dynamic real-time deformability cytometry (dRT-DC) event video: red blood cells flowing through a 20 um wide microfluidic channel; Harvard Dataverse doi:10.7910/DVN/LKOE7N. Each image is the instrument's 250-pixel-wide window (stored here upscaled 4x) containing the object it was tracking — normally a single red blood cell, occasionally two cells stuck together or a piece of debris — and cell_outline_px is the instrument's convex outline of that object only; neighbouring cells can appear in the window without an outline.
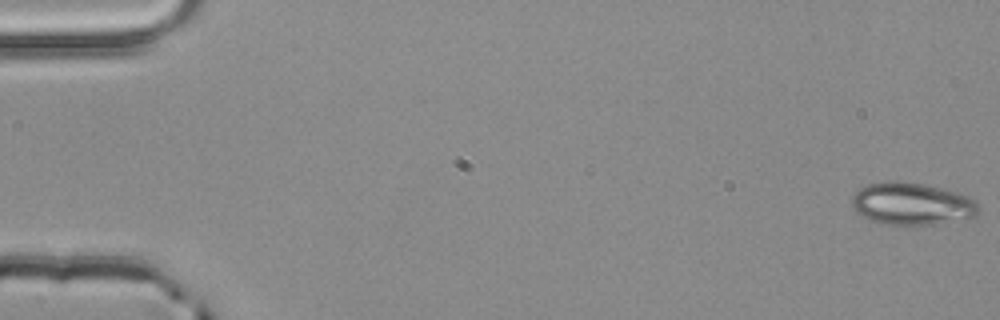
{"species": "common noctule bat (a hibernating species)", "species_latin": "Nyctalus noctula", "temperature_condition": "room temperature", "stored_images_in_passage": 3, "camera_frame_rate_fps": 3000, "um_per_image_px": 0.085, "animal": {"sex": "male", "body_mass_g": 20.4}, "frame": {"image": 1, "passage_image": 1, "time_ms": 0.0, "image_size_px": [1000, 320], "cell_outline_px": [[980, 212], [976, 216], [936, 224], [884, 224], [868, 220], [856, 212], [852, 208], [852, 196], [860, 188], [868, 184], [888, 180], [904, 180], [924, 184], [956, 192], [968, 196], [976, 200], [980, 208]], "centroid_in_image_um": [77.5, 17.31], "position_along_channel_um": 7.5, "area_um2": 31.5}}